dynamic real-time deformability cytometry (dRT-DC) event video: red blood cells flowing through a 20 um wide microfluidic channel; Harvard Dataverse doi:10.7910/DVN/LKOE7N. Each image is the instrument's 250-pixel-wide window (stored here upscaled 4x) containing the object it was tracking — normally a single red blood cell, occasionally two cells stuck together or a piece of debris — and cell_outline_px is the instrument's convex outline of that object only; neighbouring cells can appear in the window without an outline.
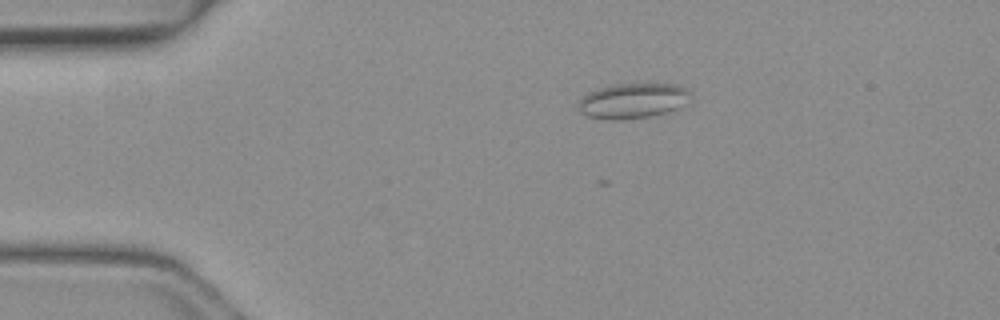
{"species": "common noctule bat (a hibernating species)", "species_latin": "Nyctalus noctula", "temperature_condition": "warm", "stored_images_in_passage": 45, "camera_frame_rate_fps": 3000, "um_per_image_px": 0.085, "animal": {"sex": "female", "body_mass_g": 19.3, "forearm_length_mm": 54.1}, "frame": {"image": 1, "passage_image": 4, "time_ms": 1.0, "image_size_px": [1000, 320], "cell_outline_px": [[692, 96], [684, 104], [676, 108], [664, 112], [648, 116], [624, 120], [608, 120], [588, 116], [580, 112], [580, 96], [588, 92], [600, 88], [616, 84], [676, 84], [688, 88]], "centroid_in_image_um": [53.79, 8.56], "position_along_channel_um": 31.2, "area_um2": 22.89}}
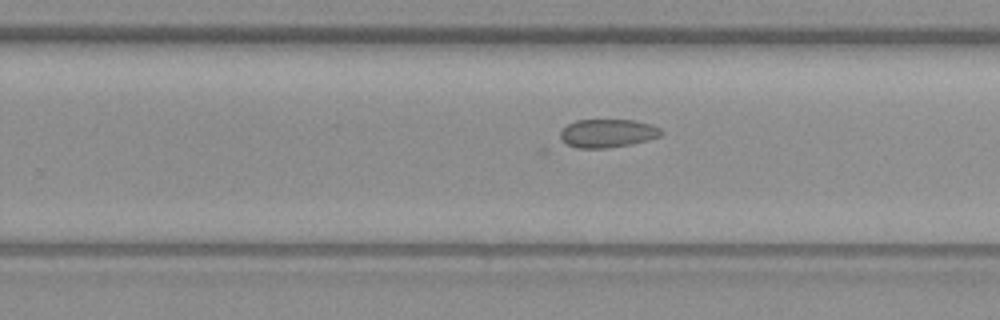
{"frame": {"image": 2, "passage_image": 26, "time_ms": 8.333, "image_size_px": [1000, 320], "cell_outline_px": [[664, 132], [660, 136], [648, 140], [632, 144], [604, 148], [576, 148], [560, 140], [560, 132], [568, 124], [576, 120], [636, 120], [660, 128]], "centroid_in_image_um": [51.64, 11.33], "position_along_channel_um": 278.2, "area_um2": 16.65}}
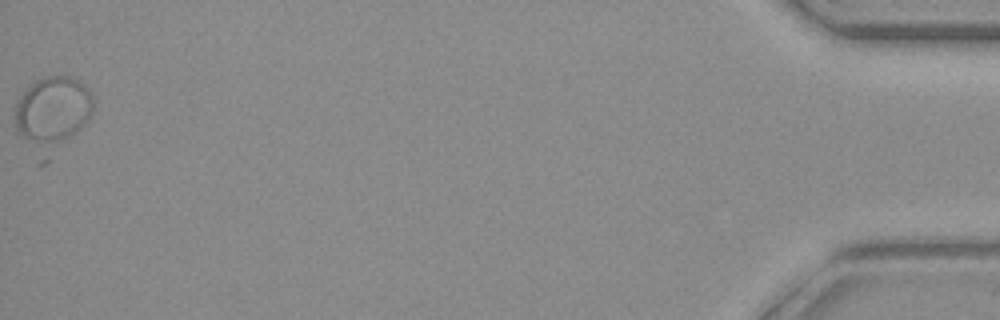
{"frame": {"image": 3, "passage_image": 45, "time_ms": 14.667, "image_size_px": [1000, 320], "cell_outline_px": [[92, 112], [88, 120], [80, 128], [68, 136], [48, 144], [44, 144], [24, 136], [16, 128], [16, 100], [28, 84], [44, 76], [68, 76], [84, 84], [92, 92]], "centroid_in_image_um": [4.5, 9.22], "position_along_channel_um": 430.7, "area_um2": 29.48}}